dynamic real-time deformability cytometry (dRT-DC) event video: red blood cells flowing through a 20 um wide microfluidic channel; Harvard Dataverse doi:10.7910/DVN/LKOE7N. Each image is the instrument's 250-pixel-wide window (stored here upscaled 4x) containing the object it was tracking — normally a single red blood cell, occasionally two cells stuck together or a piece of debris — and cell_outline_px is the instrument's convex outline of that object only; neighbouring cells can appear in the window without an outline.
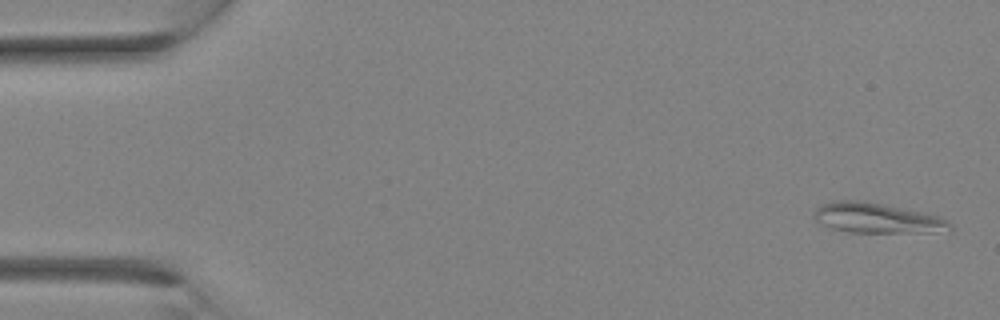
{"species": "Egyptian fruit bat (a non-hibernating species)", "species_latin": "Rousettus aegyptiacus", "temperature_condition": "room temperature", "stored_images_in_passage": 18, "camera_frame_rate_fps": 3000, "um_per_image_px": 0.085, "animal": {"sex": "female"}, "frame": {"image": 1, "passage_image": 1, "time_ms": 0.0, "image_size_px": [1000, 320], "cell_outline_px": [[952, 232], [848, 232], [832, 228], [816, 220], [812, 216], [816, 208], [820, 204], [832, 200], [864, 200], [884, 204], [940, 216], [948, 220], [952, 224]], "centroid_in_image_um": [74.57, 18.53], "position_along_channel_um": 10.4, "area_um2": 24.1}}
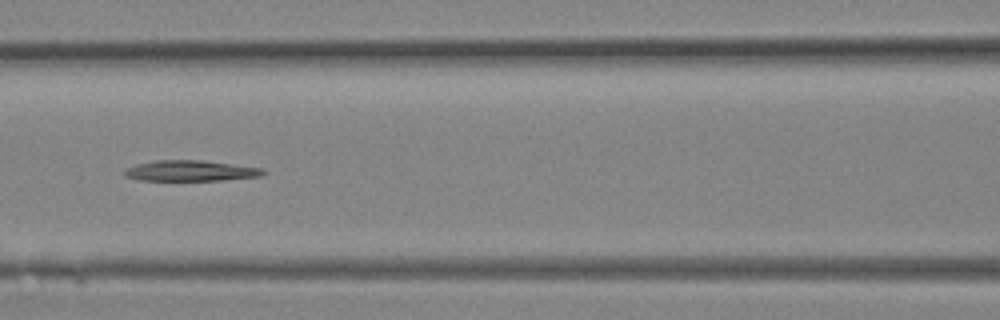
{"frame": {"image": 2, "passage_image": 13, "time_ms": 4.0, "image_size_px": [1000, 320], "cell_outline_px": [[268, 172], [260, 176], [220, 180], [140, 180], [124, 176], [124, 172], [128, 168], [136, 164], [156, 160], [204, 160], [264, 168]], "centroid_in_image_um": [16.24, 14.51], "position_along_channel_um": 150.4, "area_um2": 16.7}}
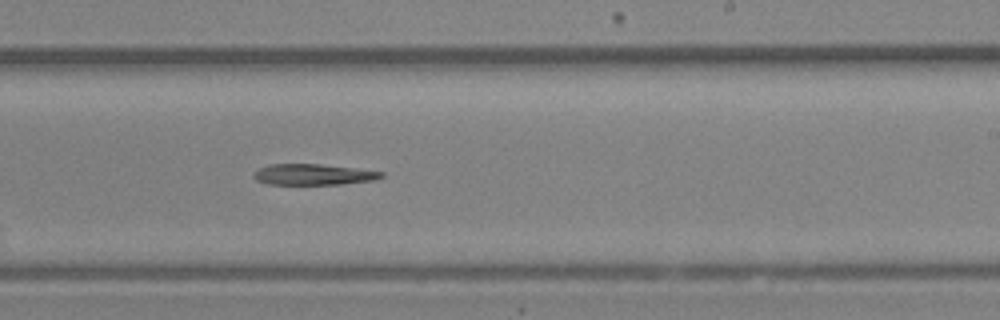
{"frame": {"image": 3, "passage_image": 18, "time_ms": 5.667, "image_size_px": [1000, 320], "cell_outline_px": [[384, 176], [376, 180], [340, 184], [268, 184], [256, 180], [252, 176], [260, 168], [268, 164], [320, 164], [384, 172]], "centroid_in_image_um": [26.64, 14.83], "position_along_channel_um": 262.4, "area_um2": 15.43}}